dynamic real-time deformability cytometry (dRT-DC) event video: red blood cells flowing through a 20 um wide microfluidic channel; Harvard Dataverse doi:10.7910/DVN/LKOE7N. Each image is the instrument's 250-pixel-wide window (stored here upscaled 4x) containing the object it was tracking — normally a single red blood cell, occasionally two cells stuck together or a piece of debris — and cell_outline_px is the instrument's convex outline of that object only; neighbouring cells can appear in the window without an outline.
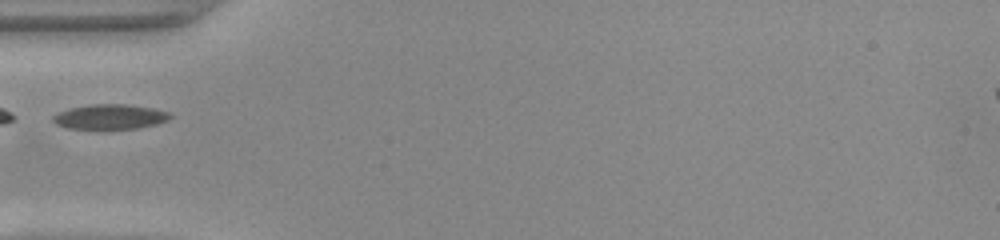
{"species": "common noctule bat (a hibernating species)", "species_latin": "Nyctalus noctula", "temperature_condition": "warm", "stored_images_in_passage": 31, "camera_frame_rate_fps": 3000, "um_per_image_px": 0.085, "animal": {"sex": "female", "body_mass_g": 22.0, "forearm_length_mm": 56.7}, "frame": {"image": 1, "passage_image": 1, "time_ms": 0.0, "image_size_px": [1000, 240], "cell_outline_px": [[172, 116], [168, 120], [156, 124], [140, 128], [68, 128], [56, 124], [52, 120], [52, 116], [68, 108], [92, 104], [124, 104], [152, 108], [168, 112]], "centroid_in_image_um": [9.35, 9.91], "position_along_channel_um": 75.7, "area_um2": 16.76}}
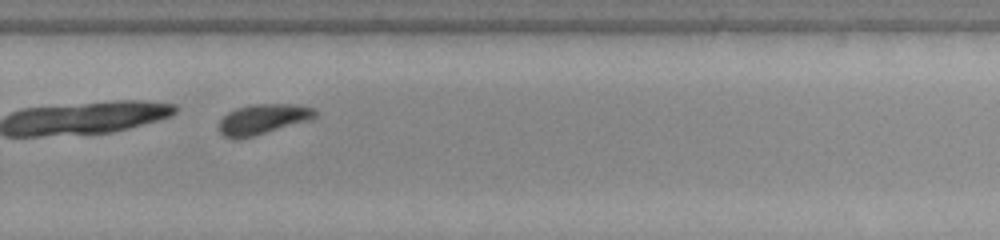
{"frame": {"image": 2, "passage_image": 18, "time_ms": 5.667, "image_size_px": [1000, 240], "cell_outline_px": [[316, 116], [308, 120], [240, 140], [224, 136], [220, 132], [220, 120], [228, 112], [236, 108], [256, 104], [296, 104], [312, 108], [316, 112]], "centroid_in_image_um": [22.32, 10.13], "position_along_channel_um": 307.5, "area_um2": 16.65}}